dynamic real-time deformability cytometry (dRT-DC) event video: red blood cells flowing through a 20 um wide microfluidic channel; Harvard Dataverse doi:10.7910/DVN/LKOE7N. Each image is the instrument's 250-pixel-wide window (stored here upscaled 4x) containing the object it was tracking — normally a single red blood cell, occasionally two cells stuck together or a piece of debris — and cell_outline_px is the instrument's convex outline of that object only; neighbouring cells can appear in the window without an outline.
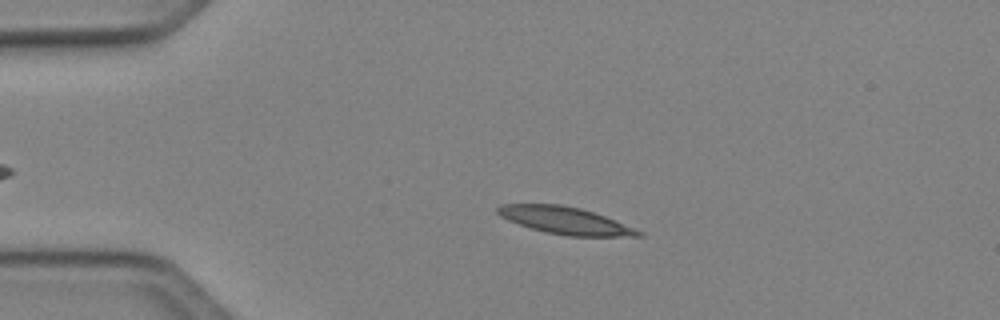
{"species": "Egyptian fruit bat (a non-hibernating species)", "species_latin": "Rousettus aegyptiacus", "temperature_condition": "cold", "stored_images_in_passage": 44, "camera_frame_rate_fps": 3000, "um_per_image_px": 0.085, "animal": {"sex": "female"}, "frame": {"image": 1, "passage_image": 11, "time_ms": 3.333, "image_size_px": [1000, 320], "cell_outline_px": [[644, 236], [568, 236], [544, 232], [508, 220], [500, 216], [496, 212], [496, 208], [500, 204], [560, 204], [580, 208], [604, 216], [644, 232]], "centroid_in_image_um": [48.02, 18.74], "position_along_channel_um": 37.0, "area_um2": 22.08}}
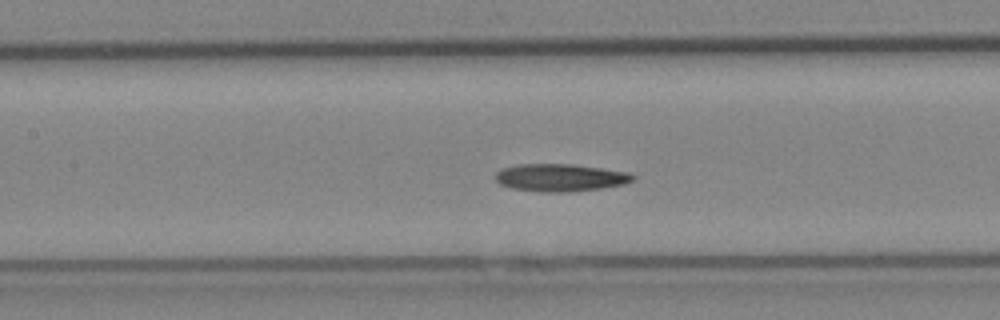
{"frame": {"image": 2, "passage_image": 23, "time_ms": 7.333, "image_size_px": [1000, 320], "cell_outline_px": [[636, 180], [624, 184], [600, 188], [568, 192], [540, 192], [512, 188], [500, 184], [496, 180], [496, 172], [504, 168], [516, 164], [572, 164], [632, 172], [636, 176]], "centroid_in_image_um": [47.68, 15.09], "position_along_channel_um": 159.7, "area_um2": 22.2}}
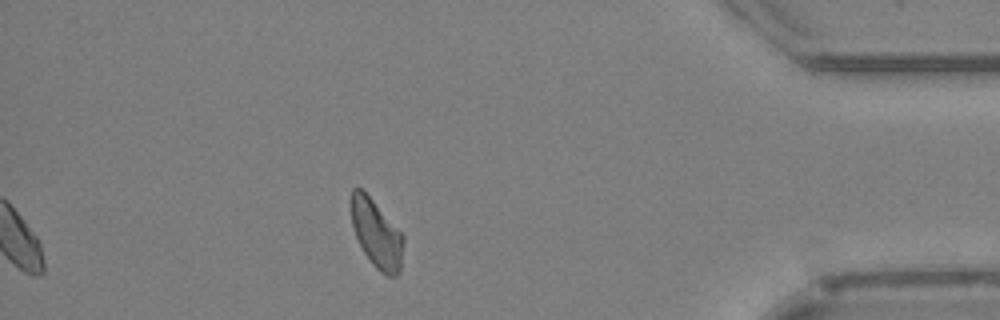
{"frame": {"image": 3, "passage_image": 44, "time_ms": 14.333, "image_size_px": [1000, 320], "cell_outline_px": [[404, 240], [400, 272], [396, 276], [388, 276], [380, 272], [372, 264], [364, 252], [356, 236], [352, 224], [352, 188], [360, 188], [372, 200], [404, 236]], "centroid_in_image_um": [32.03, 19.93], "position_along_channel_um": 403.2, "area_um2": 20.17}, "authors_computed_cell_mechanics": {"area_um2": 21.5883, "velocity_mm_per_s": 4.0624, "shape_relaxation_time_tau1_ms": 8.8777, "shape_relaxation_time_tau2_ms": null, "deformation_change_tau1": 0.1576, "deformation_change_tau2": null}}